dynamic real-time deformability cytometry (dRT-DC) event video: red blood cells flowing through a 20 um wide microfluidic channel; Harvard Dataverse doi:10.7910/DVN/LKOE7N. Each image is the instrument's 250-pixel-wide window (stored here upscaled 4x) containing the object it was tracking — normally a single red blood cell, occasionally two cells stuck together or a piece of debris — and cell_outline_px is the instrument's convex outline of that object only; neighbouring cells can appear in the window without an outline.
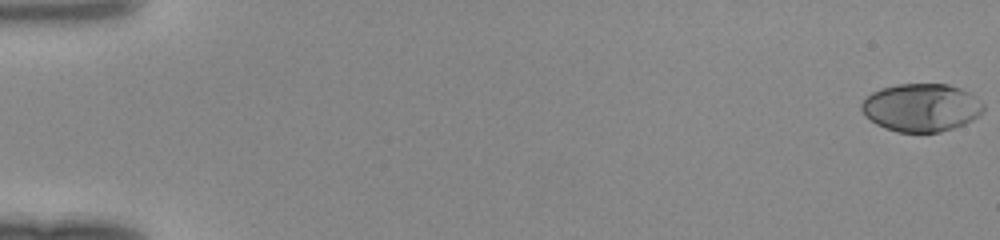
{"species": "human", "species_latin": "Homo sapiens", "temperature_condition": "room temperature", "stored_images_in_passage": 49, "camera_frame_rate_fps": 3000, "um_per_image_px": 0.085, "donor": {"sex": "female"}, "frame": {"image": 1, "passage_image": 1, "time_ms": 0.0, "image_size_px": [1000, 240], "cell_outline_px": [[984, 108], [972, 120], [964, 124], [940, 132], [896, 132], [884, 128], [876, 124], [864, 116], [860, 108], [860, 104], [872, 92], [880, 88], [896, 84], [948, 84], [960, 88], [968, 92], [984, 104]], "centroid_in_image_um": [78.26, 9.14], "position_along_channel_um": 6.7, "area_um2": 34.1}}
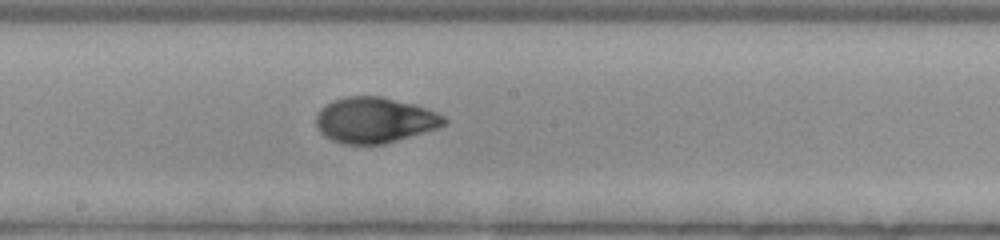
{"frame": {"image": 2, "passage_image": 28, "time_ms": 9.0, "image_size_px": [1000, 240], "cell_outline_px": [[448, 124], [440, 128], [384, 144], [344, 144], [332, 140], [324, 136], [320, 132], [316, 124], [316, 116], [320, 108], [332, 100], [344, 96], [384, 96], [416, 104], [428, 108], [444, 116], [448, 120]], "centroid_in_image_um": [31.88, 10.2], "position_along_channel_um": 216.3, "area_um2": 34.62}}
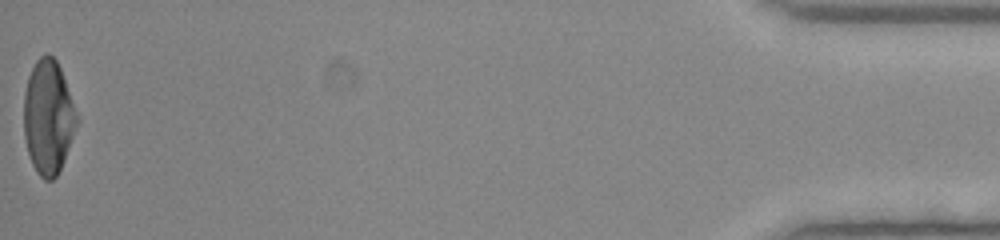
{"frame": {"image": 3, "passage_image": 49, "time_ms": 16.0, "image_size_px": [1000, 240], "cell_outline_px": [[80, 120], [64, 160], [56, 176], [52, 180], [44, 180], [36, 172], [32, 164], [28, 152], [24, 136], [24, 92], [28, 76], [36, 60], [44, 52], [48, 52], [56, 60], [60, 68]], "centroid_in_image_um": [4.1, 9.94], "position_along_channel_um": 431.1, "area_um2": 35.43}}